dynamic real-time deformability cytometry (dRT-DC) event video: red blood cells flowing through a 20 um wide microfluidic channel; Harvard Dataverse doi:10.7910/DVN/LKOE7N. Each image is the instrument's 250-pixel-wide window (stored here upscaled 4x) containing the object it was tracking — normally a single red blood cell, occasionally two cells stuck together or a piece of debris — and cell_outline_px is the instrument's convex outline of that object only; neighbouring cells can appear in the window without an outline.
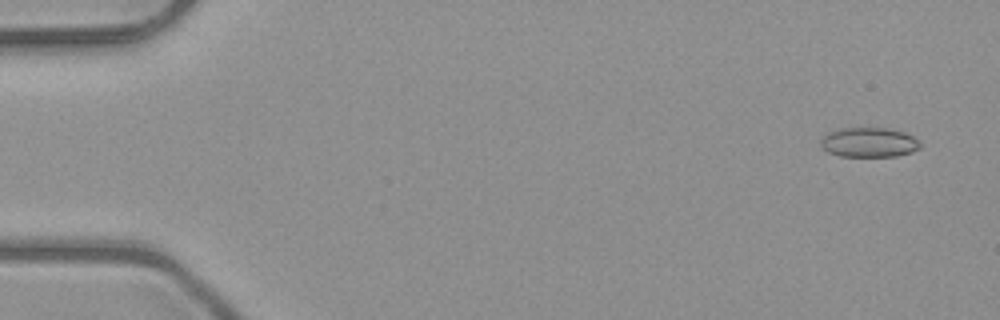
{"species": "common noctule bat (a hibernating species)", "species_latin": "Nyctalus noctula", "temperature_condition": "room temperature", "stored_images_in_passage": 49, "camera_frame_rate_fps": 3000, "um_per_image_px": 0.085, "animal": {"sex": "male", "body_mass_g": 23.1, "forearm_length_mm": 52.7}, "frame": {"image": 1, "passage_image": 1, "time_ms": 0.0, "image_size_px": [1000, 320], "cell_outline_px": [[920, 148], [912, 152], [896, 156], [840, 156], [828, 152], [820, 144], [820, 140], [828, 132], [840, 128], [892, 128], [904, 132], [912, 136], [920, 144]], "centroid_in_image_um": [73.86, 12.09], "position_along_channel_um": 11.1, "area_um2": 17.17}}
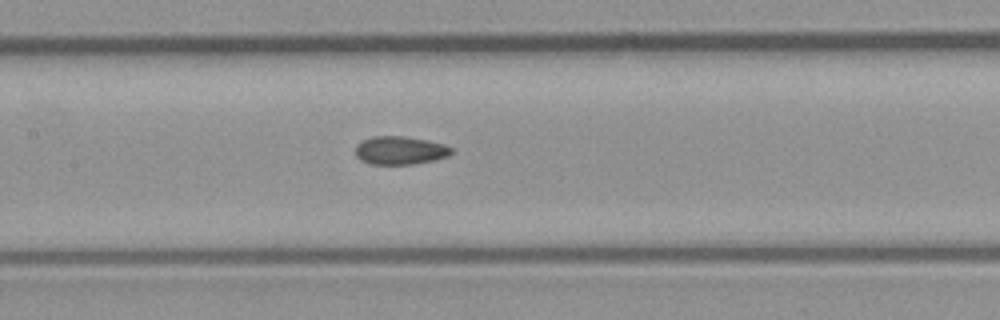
{"frame": {"image": 2, "passage_image": 23, "time_ms": 7.333, "image_size_px": [1000, 320], "cell_outline_px": [[452, 152], [448, 156], [432, 160], [412, 164], [372, 164], [360, 160], [356, 156], [356, 144], [360, 140], [372, 136], [404, 136], [428, 140], [444, 144], [452, 148]], "centroid_in_image_um": [33.97, 12.77], "position_along_channel_um": 173.4, "area_um2": 15.84}}
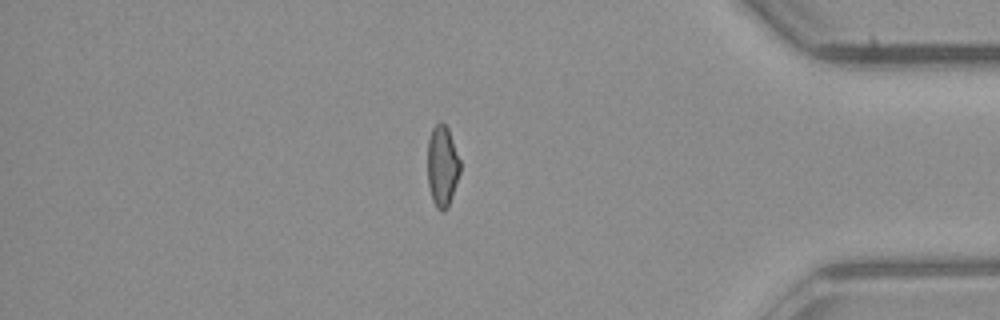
{"frame": {"image": 3, "passage_image": 42, "time_ms": 13.667, "image_size_px": [1000, 320], "cell_outline_px": [[460, 172], [448, 208], [444, 212], [440, 212], [436, 208], [432, 200], [428, 184], [428, 140], [432, 128], [440, 120], [448, 128], [460, 160]], "centroid_in_image_um": [37.59, 14.14], "position_along_channel_um": 397.6, "area_um2": 15.49}, "authors_computed_cell_mechanics": {"area_um2": 16.0106, "velocity_mm_per_s": 4.0761, "shape_relaxation_time_tau1_ms": null, "shape_relaxation_time_tau2_ms": 2.4894, "deformation_change_tau1": null, "deformation_change_tau2": 0.0858}}